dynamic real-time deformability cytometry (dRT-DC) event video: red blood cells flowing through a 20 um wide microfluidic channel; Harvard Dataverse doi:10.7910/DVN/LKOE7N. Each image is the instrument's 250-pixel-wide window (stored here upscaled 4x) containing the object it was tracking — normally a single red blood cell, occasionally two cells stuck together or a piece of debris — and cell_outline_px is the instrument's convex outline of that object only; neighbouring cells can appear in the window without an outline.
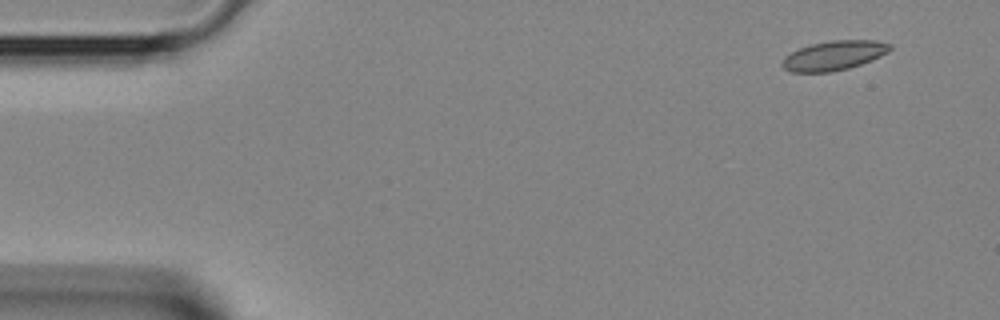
{"species": "Egyptian fruit bat (a non-hibernating species)", "species_latin": "Rousettus aegyptiacus", "temperature_condition": "room temperature", "stored_images_in_passage": 3, "camera_frame_rate_fps": 3000, "um_per_image_px": 0.085, "animal": {"sex": "female"}, "frame": {"image": 1, "passage_image": 1, "time_ms": 0.0, "image_size_px": [1000, 320], "cell_outline_px": [[892, 48], [888, 52], [872, 60], [848, 68], [832, 72], [792, 72], [784, 68], [780, 64], [784, 56], [800, 48], [812, 44], [832, 40], [876, 40], [892, 44]], "centroid_in_image_um": [70.89, 4.71], "position_along_channel_um": 14.1, "area_um2": 18.5}}